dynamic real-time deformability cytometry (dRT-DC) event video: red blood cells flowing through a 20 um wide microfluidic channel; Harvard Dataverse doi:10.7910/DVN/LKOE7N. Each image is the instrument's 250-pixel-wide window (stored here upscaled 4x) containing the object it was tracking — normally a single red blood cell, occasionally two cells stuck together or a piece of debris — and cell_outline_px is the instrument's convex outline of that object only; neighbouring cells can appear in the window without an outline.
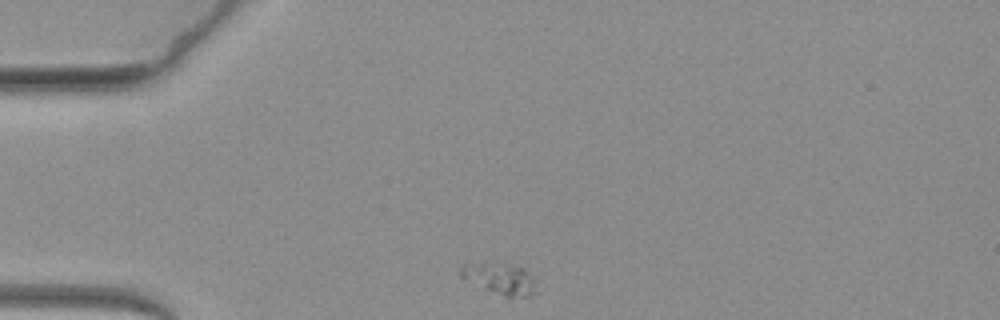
{"species": "common noctule bat (a hibernating species)", "species_latin": "Nyctalus noctula", "temperature_condition": "warm", "stored_images_in_passage": 50, "camera_frame_rate_fps": 3000, "um_per_image_px": 0.085, "animal": {"sex": "female", "body_mass_g": 19.3, "forearm_length_mm": 54.1}, "frame": {"image": 1, "passage_image": 1, "time_ms": 0.0, "image_size_px": [1000, 320], "cell_outline_px": [[540, 292], [528, 296], [508, 300], [460, 276], [460, 264], [484, 260], [496, 260], [524, 268]], "centroid_in_image_um": [42.48, 23.67], "position_along_channel_um": 42.5, "area_um2": 14.68}}
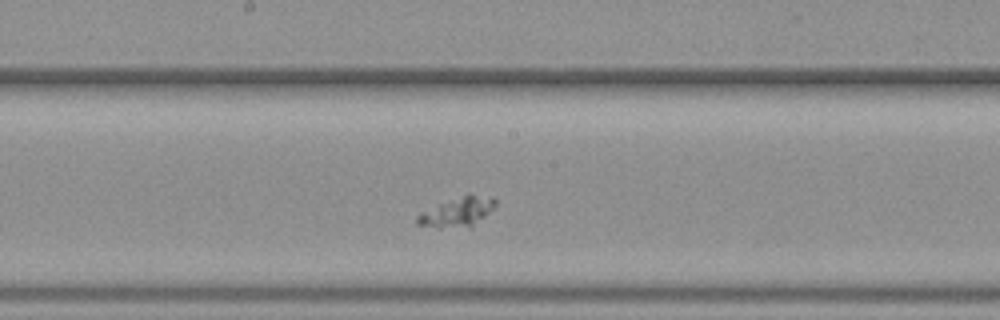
{"frame": {"image": 2, "passage_image": 20, "time_ms": 6.333, "image_size_px": [1000, 320], "cell_outline_px": [[496, 204], [484, 216], [472, 224], [440, 228], [416, 224], [416, 216], [420, 212], [468, 192], [496, 196]], "centroid_in_image_um": [38.89, 17.94], "position_along_channel_um": 209.3, "area_um2": 13.24}}
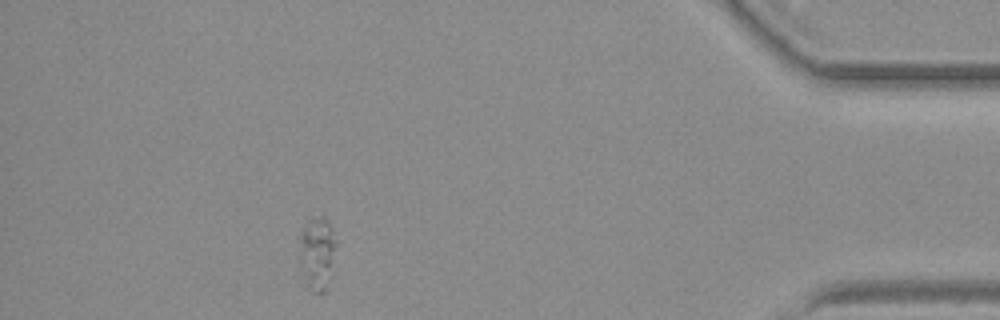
{"frame": {"image": 3, "passage_image": 44, "time_ms": 14.333, "image_size_px": [1000, 320], "cell_outline_px": [[336, 244], [332, 276], [324, 292], [312, 292], [308, 284], [300, 264], [300, 236], [304, 228], [320, 216], [324, 216], [328, 220], [332, 228], [336, 240]], "centroid_in_image_um": [27.02, 21.56], "position_along_channel_um": 408.2, "area_um2": 15.26}}